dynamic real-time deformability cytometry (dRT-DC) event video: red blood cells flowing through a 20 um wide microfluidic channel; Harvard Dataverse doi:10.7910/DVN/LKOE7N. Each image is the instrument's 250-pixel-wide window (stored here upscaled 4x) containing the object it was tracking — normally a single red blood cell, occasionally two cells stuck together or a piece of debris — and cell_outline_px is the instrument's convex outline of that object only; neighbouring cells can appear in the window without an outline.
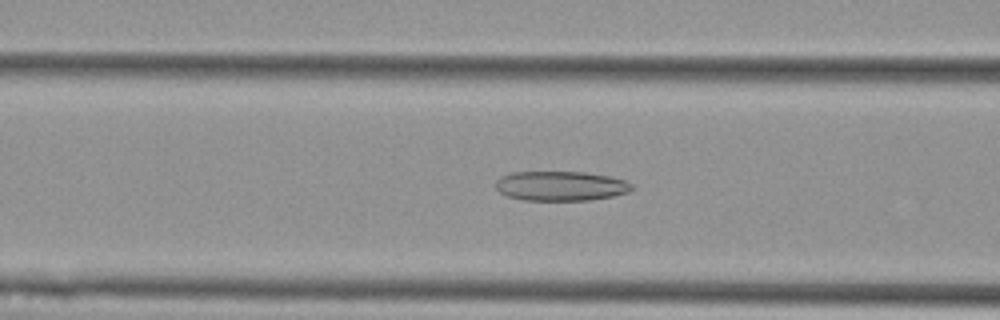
{"species": "Egyptian fruit bat (a non-hibernating species)", "species_latin": "Rousettus aegyptiacus", "temperature_condition": "cold", "stored_images_in_passage": 57, "camera_frame_rate_fps": 3000, "um_per_image_px": 0.085, "animal": {"sex": "female"}, "frame": {"image": 1, "passage_image": 23, "time_ms": 7.333, "image_size_px": [1000, 320], "cell_outline_px": [[636, 188], [628, 192], [612, 196], [588, 200], [524, 200], [508, 196], [500, 192], [496, 188], [496, 180], [500, 176], [512, 172], [584, 172], [608, 176], [624, 180], [632, 184]], "centroid_in_image_um": [47.66, 15.8], "position_along_channel_um": 118.9, "area_um2": 23.47}}
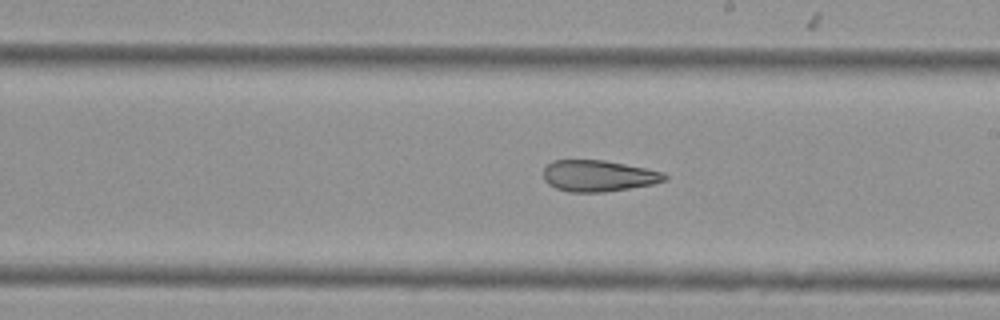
{"frame": {"image": 2, "passage_image": 33, "time_ms": 10.667, "image_size_px": [1000, 320], "cell_outline_px": [[668, 180], [652, 184], [604, 192], [568, 192], [556, 188], [548, 184], [544, 180], [544, 168], [552, 160], [604, 160], [664, 172], [668, 176]], "centroid_in_image_um": [50.86, 14.95], "position_along_channel_um": 238.1, "area_um2": 22.08}}
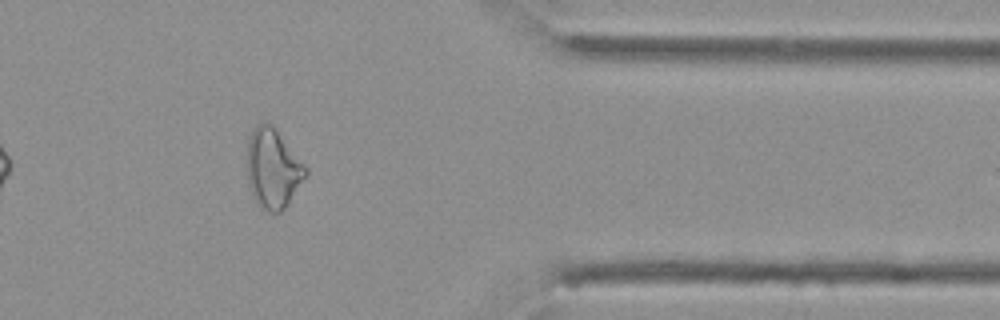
{"frame": {"image": 3, "passage_image": 47, "time_ms": 15.333, "image_size_px": [1000, 320], "cell_outline_px": [[308, 176], [288, 204], [280, 212], [268, 212], [260, 208], [256, 204], [252, 196], [248, 184], [248, 136], [256, 124], [272, 124], [308, 168]], "centroid_in_image_um": [23.21, 14.36], "position_along_channel_um": 388.2, "area_um2": 27.4}, "authors_computed_cell_mechanics": {"area_um2": 27.5128, "velocity_mm_per_s": 3.5903, "shape_relaxation_time_tau1_ms": null, "shape_relaxation_time_tau2_ms": 5.3189, "deformation_change_tau1": null, "deformation_change_tau2": 0.1521}}